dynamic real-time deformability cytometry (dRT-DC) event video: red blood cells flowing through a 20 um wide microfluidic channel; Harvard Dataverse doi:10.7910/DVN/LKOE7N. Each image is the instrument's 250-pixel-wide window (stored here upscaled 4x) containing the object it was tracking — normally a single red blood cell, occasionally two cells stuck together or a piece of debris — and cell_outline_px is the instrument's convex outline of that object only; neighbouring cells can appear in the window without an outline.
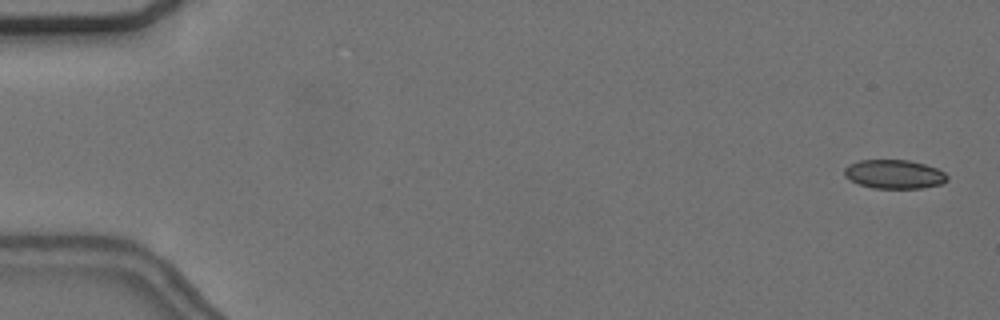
{"species": "common noctule bat (a hibernating species)", "species_latin": "Nyctalus noctula", "temperature_condition": "cold", "stored_images_in_passage": 56, "camera_frame_rate_fps": 3000, "um_per_image_px": 0.085, "animal": {"sex": "female", "body_mass_g": 24.6, "forearm_length_mm": 56.2}, "frame": {"image": 1, "passage_image": 2, "time_ms": 0.333, "image_size_px": [1000, 320], "cell_outline_px": [[948, 180], [940, 184], [920, 188], [872, 188], [860, 184], [844, 176], [844, 168], [848, 164], [860, 160], [908, 160], [924, 164], [936, 168], [944, 172], [948, 176]], "centroid_in_image_um": [76.0, 14.8], "position_along_channel_um": 9.0, "area_um2": 17.22}}
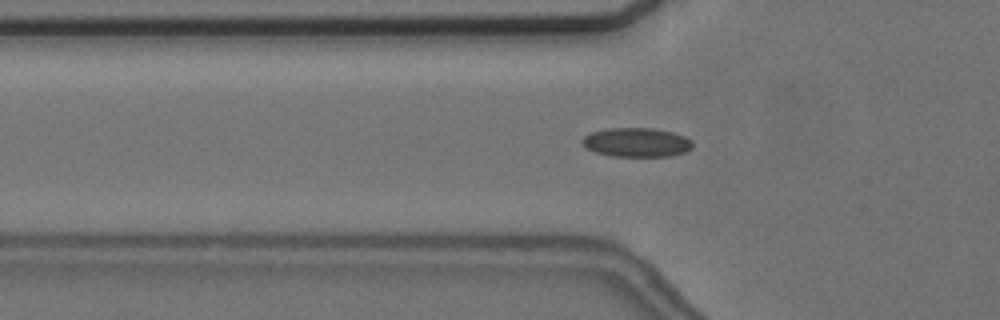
{"frame": {"image": 2, "passage_image": 19, "time_ms": 6.0, "image_size_px": [1000, 320], "cell_outline_px": [[692, 148], [684, 152], [672, 156], [612, 156], [596, 152], [584, 148], [580, 140], [584, 136], [592, 132], [608, 128], [652, 128], [672, 132], [684, 136], [692, 140]], "centroid_in_image_um": [54.09, 12.1], "position_along_channel_um": 71.7, "area_um2": 18.79}}
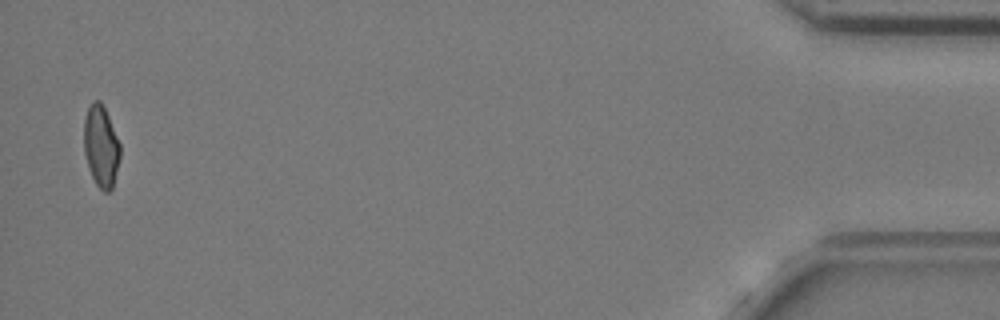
{"frame": {"image": 3, "passage_image": 55, "time_ms": 18.0, "image_size_px": [1000, 320], "cell_outline_px": [[120, 156], [112, 188], [108, 192], [104, 192], [96, 184], [92, 176], [84, 152], [84, 120], [88, 108], [92, 100], [100, 100], [108, 116], [120, 144]], "centroid_in_image_um": [8.58, 12.42], "position_along_channel_um": 426.6, "area_um2": 16.94}, "authors_computed_cell_mechanics": {"area_um2": 18.207, "velocity_mm_per_s": 3.687, "shape_relaxation_time_tau1_ms": 7.3367, "shape_relaxation_time_tau2_ms": 2.407, "deformation_change_tau1": 0.1153, "deformation_change_tau2": 0.0698}}